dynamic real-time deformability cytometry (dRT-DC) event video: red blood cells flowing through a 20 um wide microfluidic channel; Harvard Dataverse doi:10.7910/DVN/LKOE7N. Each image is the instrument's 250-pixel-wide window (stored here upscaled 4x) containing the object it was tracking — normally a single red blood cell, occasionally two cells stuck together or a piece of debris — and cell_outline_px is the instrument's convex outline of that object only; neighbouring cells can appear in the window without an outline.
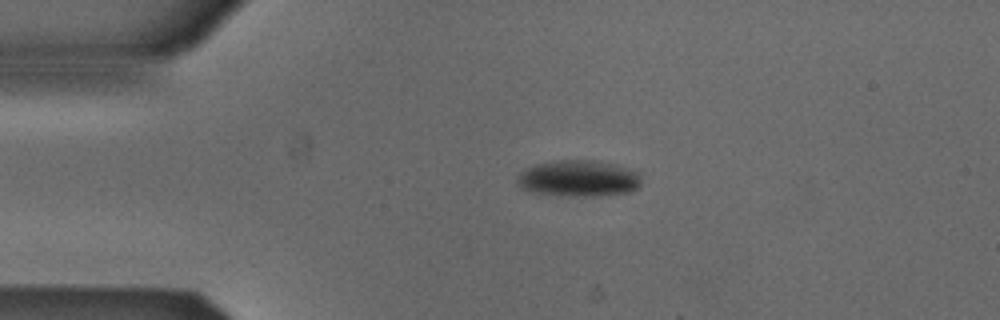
{"species": "Egyptian fruit bat (a non-hibernating species)", "species_latin": "Rousettus aegyptiacus", "temperature_condition": "cold", "stored_images_in_passage": 2, "camera_frame_rate_fps": 3000, "um_per_image_px": 0.085, "animal": {"sex": "male"}, "frame": {"image": 1, "passage_image": 1, "time_ms": 0.0, "image_size_px": [1000, 320], "cell_outline_px": [[640, 184], [636, 188], [628, 192], [596, 196], [568, 196], [528, 192], [520, 188], [516, 180], [520, 172], [524, 168], [536, 164], [556, 160], [596, 160], [616, 164], [640, 172]], "centroid_in_image_um": [49.15, 15.16], "position_along_channel_um": 35.9, "area_um2": 26.65}}